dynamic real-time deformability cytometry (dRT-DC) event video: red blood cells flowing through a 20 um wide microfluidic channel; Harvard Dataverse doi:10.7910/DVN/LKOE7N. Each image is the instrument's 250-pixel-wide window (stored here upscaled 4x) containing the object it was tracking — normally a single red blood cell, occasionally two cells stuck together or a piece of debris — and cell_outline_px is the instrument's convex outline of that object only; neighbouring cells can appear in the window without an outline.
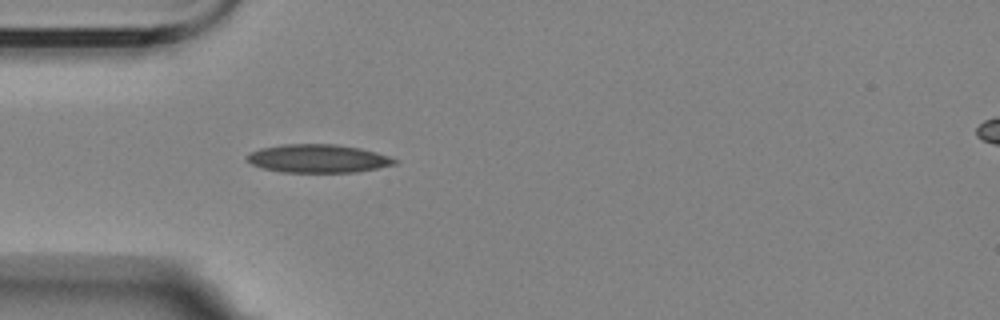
{"species": "Egyptian fruit bat (a non-hibernating species)", "species_latin": "Rousettus aegyptiacus", "temperature_condition": "room temperature", "stored_images_in_passage": 41, "camera_frame_rate_fps": 3000, "um_per_image_px": 0.085, "animal": {"sex": "female"}, "frame": {"image": 1, "passage_image": 1, "time_ms": 0.0, "image_size_px": [1000, 320], "cell_outline_px": [[400, 160], [396, 164], [356, 172], [280, 172], [264, 168], [252, 164], [244, 160], [244, 156], [248, 152], [260, 148], [284, 144], [336, 144], [360, 148], [376, 152]], "centroid_in_image_um": [26.99, 13.47], "position_along_channel_um": 58.0, "area_um2": 24.51}}
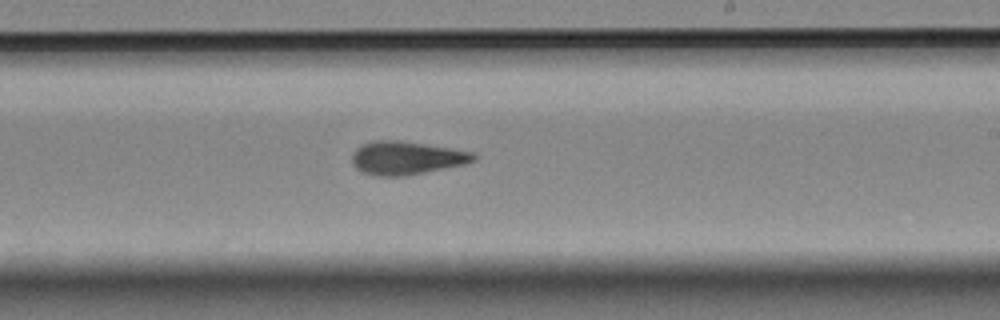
{"frame": {"image": 2, "passage_image": 18, "time_ms": 5.667, "image_size_px": [1000, 320], "cell_outline_px": [[476, 160], [464, 164], [408, 176], [380, 176], [360, 172], [352, 164], [352, 152], [356, 148], [372, 140], [400, 140], [476, 152]], "centroid_in_image_um": [34.54, 13.42], "position_along_channel_um": 254.5, "area_um2": 23.81}}
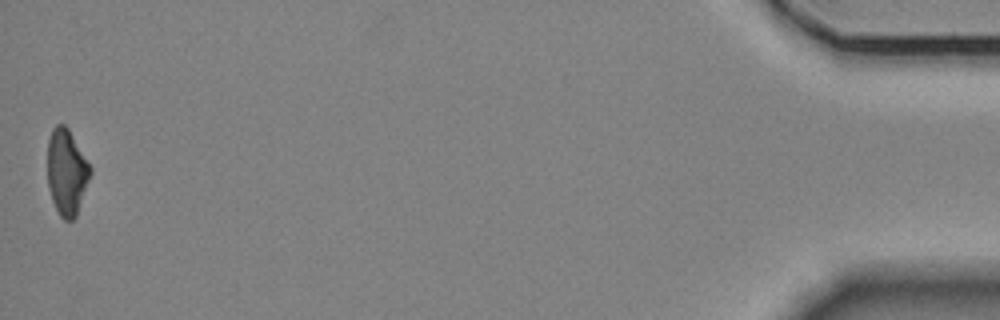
{"frame": {"image": 3, "passage_image": 41, "time_ms": 13.333, "image_size_px": [1000, 320], "cell_outline_px": [[92, 172], [76, 216], [72, 220], [64, 220], [60, 216], [52, 200], [48, 188], [48, 140], [52, 128], [56, 124], [64, 124], [68, 128], [92, 168]], "centroid_in_image_um": [5.67, 14.62], "position_along_channel_um": 429.5, "area_um2": 21.39}, "authors_computed_cell_mechanics": {"area_um2": 22.7732, "velocity_mm_per_s": 3.5175, "shape_relaxation_time_tau1_ms": 8.5697, "shape_relaxation_time_tau2_ms": 3.8681, "deformation_change_tau1": 0.2048, "deformation_change_tau2": 0.1105}}